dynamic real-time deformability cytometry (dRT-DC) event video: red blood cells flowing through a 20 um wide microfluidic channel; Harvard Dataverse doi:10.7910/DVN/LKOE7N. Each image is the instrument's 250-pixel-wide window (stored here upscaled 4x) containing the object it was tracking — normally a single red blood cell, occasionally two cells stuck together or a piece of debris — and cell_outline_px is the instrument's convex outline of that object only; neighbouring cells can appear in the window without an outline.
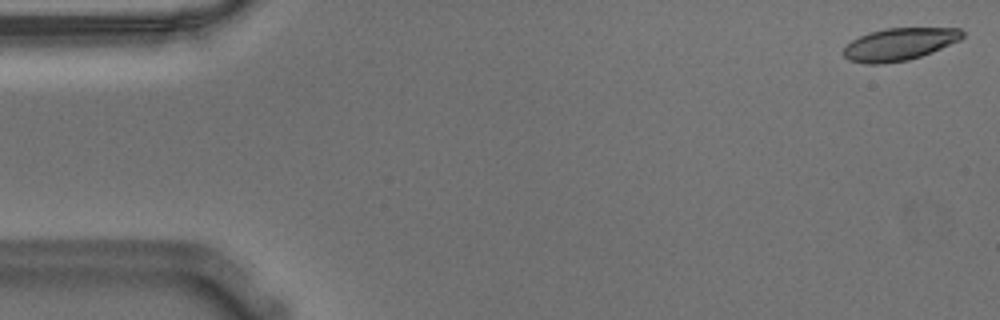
{"species": "Egyptian fruit bat (a non-hibernating species)", "species_latin": "Rousettus aegyptiacus", "temperature_condition": "warm", "stored_images_in_passage": 50, "camera_frame_rate_fps": 3000, "um_per_image_px": 0.085, "animal": {"sex": "male"}, "frame": {"image": 1, "passage_image": 1, "time_ms": 0.0, "image_size_px": [1000, 320], "cell_outline_px": [[964, 36], [960, 40], [932, 52], [908, 60], [884, 64], [864, 64], [848, 60], [840, 52], [852, 40], [868, 32], [888, 28], [960, 28], [964, 32]], "centroid_in_image_um": [76.42, 3.77], "position_along_channel_um": 8.6, "area_um2": 22.6}}
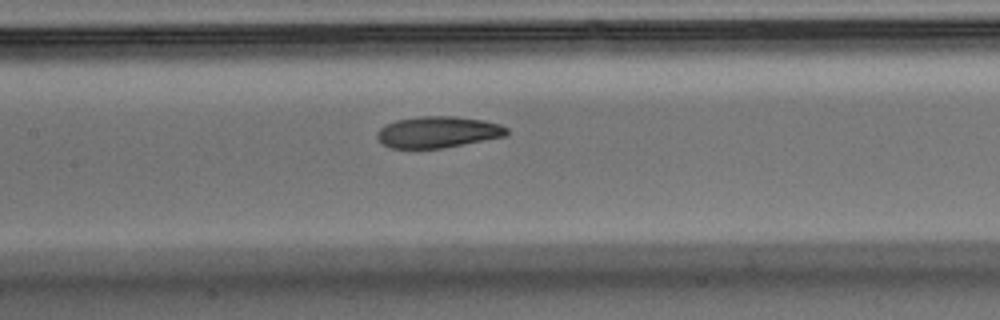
{"frame": {"image": 2, "passage_image": 25, "time_ms": 8.0, "image_size_px": [1000, 320], "cell_outline_px": [[508, 132], [504, 136], [444, 148], [392, 148], [384, 144], [376, 136], [376, 132], [384, 124], [396, 120], [420, 116], [456, 116], [480, 120], [500, 124], [508, 128]], "centroid_in_image_um": [37.19, 11.22], "position_along_channel_um": 170.2, "area_um2": 23.58}}
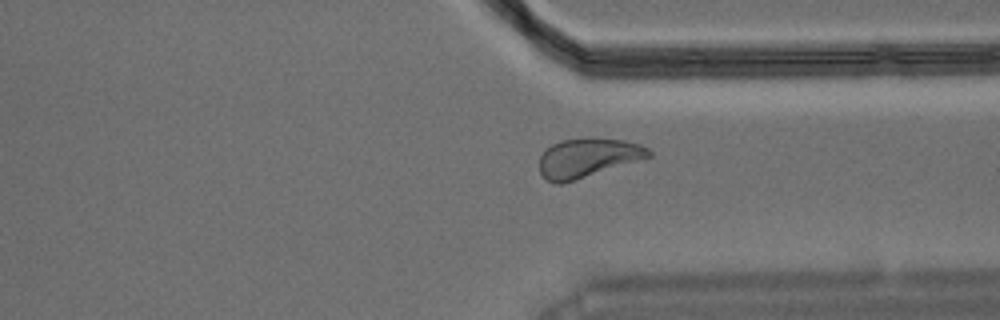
{"frame": {"image": 3, "passage_image": 41, "time_ms": 13.333, "image_size_px": [1000, 320], "cell_outline_px": [[652, 156], [576, 180], [560, 184], [556, 184], [548, 180], [540, 172], [540, 156], [552, 144], [560, 140], [584, 136], [592, 136], [624, 140], [640, 144], [648, 148], [652, 152]], "centroid_in_image_um": [49.97, 13.38], "position_along_channel_um": 361.4, "area_um2": 25.2}, "authors_computed_cell_mechanics": {"area_um2": 23.987, "velocity_mm_per_s": 3.5912, "shape_relaxation_time_tau1_ms": null, "shape_relaxation_time_tau2_ms": 2.7898, "deformation_change_tau1": null, "deformation_change_tau2": 0.0942}}